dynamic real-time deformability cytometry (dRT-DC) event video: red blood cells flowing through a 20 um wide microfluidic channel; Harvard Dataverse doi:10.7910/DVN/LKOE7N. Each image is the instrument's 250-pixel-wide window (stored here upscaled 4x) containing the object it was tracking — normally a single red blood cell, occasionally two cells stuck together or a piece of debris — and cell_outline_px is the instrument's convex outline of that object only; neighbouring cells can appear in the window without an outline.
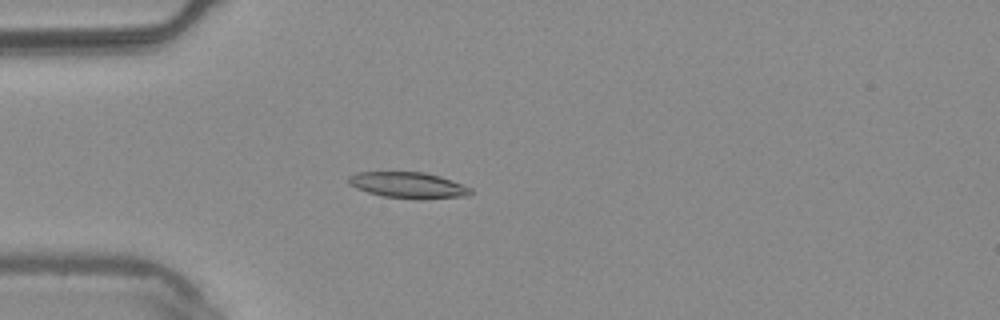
{"species": "common noctule bat (a hibernating species)", "species_latin": "Nyctalus noctula", "temperature_condition": "warm", "stored_images_in_passage": 3, "camera_frame_rate_fps": 3000, "um_per_image_px": 0.085, "animal": {"sex": "male", "body_mass_g": 20.4}, "frame": {"image": 1, "passage_image": 2, "time_ms": 0.333, "image_size_px": [1000, 320], "cell_outline_px": [[472, 192], [468, 196], [424, 200], [416, 200], [380, 196], [356, 188], [348, 184], [348, 176], [356, 172], [424, 172], [440, 176], [472, 188]], "centroid_in_image_um": [34.7, 15.76], "position_along_channel_um": 50.3, "area_um2": 18.9}}